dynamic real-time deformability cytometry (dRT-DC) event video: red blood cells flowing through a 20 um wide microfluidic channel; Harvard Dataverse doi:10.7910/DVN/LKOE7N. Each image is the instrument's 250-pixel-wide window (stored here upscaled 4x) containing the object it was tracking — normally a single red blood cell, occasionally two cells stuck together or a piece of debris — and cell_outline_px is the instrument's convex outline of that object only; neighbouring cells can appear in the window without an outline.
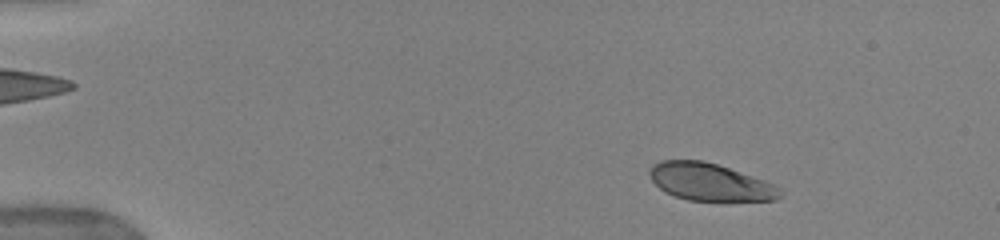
{"species": "human", "species_latin": "Homo sapiens", "temperature_condition": "warm", "stored_images_in_passage": 50, "camera_frame_rate_fps": 3000, "um_per_image_px": 0.085, "donor": {"sex": "female"}, "frame": {"image": 1, "passage_image": 6, "time_ms": 1.667, "image_size_px": [1000, 240], "cell_outline_px": [[784, 192], [776, 200], [688, 200], [664, 192], [652, 180], [648, 172], [652, 164], [660, 160], [704, 160], [764, 180], [780, 188]], "centroid_in_image_um": [60.32, 15.46], "position_along_channel_um": 24.7, "area_um2": 28.15}}
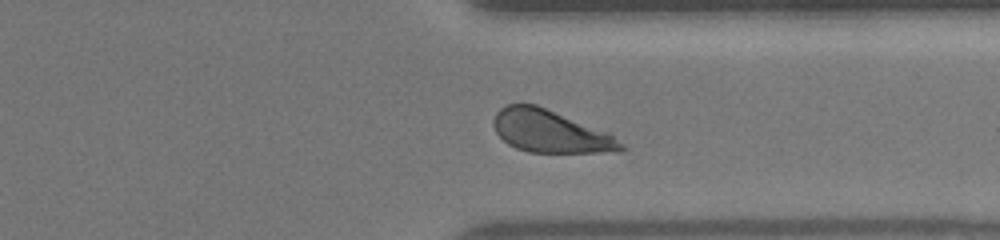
{"frame": {"image": 2, "passage_image": 39, "time_ms": 12.667, "image_size_px": [1000, 240], "cell_outline_px": [[624, 152], [528, 152], [516, 148], [508, 144], [496, 132], [492, 124], [492, 120], [496, 112], [500, 108], [508, 104], [536, 104], [608, 132], [624, 144]], "centroid_in_image_um": [46.77, 11.17], "position_along_channel_um": 364.6, "area_um2": 31.5}}
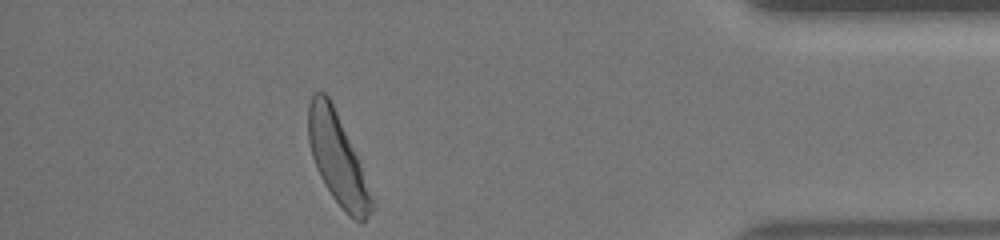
{"frame": {"image": 3, "passage_image": 45, "time_ms": 14.667, "image_size_px": [1000, 240], "cell_outline_px": [[372, 208], [368, 216], [360, 224], [348, 216], [344, 212], [332, 196], [324, 184], [316, 168], [312, 156], [308, 140], [308, 104], [312, 96], [316, 92], [324, 92], [328, 96], [332, 104], [360, 164], [372, 200]], "centroid_in_image_um": [28.64, 13.54], "position_along_channel_um": 406.6, "area_um2": 32.48}, "authors_computed_cell_mechanics": {"area_um2": 31.8478, "velocity_mm_per_s": 3.9385, "shape_relaxation_time_tau1_ms": 2.5828, "shape_relaxation_time_tau2_ms": null, "deformation_change_tau1": 0.1303, "deformation_change_tau2": null}}